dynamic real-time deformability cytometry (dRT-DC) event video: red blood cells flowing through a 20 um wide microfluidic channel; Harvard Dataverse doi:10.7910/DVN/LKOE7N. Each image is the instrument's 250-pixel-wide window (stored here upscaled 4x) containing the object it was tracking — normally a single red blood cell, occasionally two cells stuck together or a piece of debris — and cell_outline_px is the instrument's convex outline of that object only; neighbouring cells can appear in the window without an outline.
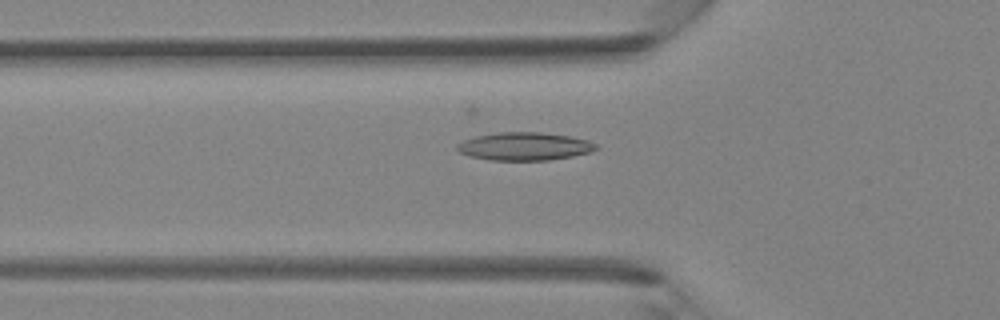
{"species": "Egyptian fruit bat (a non-hibernating species)", "species_latin": "Rousettus aegyptiacus", "temperature_condition": "room temperature", "stored_images_in_passage": 21, "camera_frame_rate_fps": 3000, "um_per_image_px": 0.085, "animal": {"sex": "female"}, "frame": {"image": 1, "passage_image": 2, "time_ms": 0.333, "image_size_px": [1000, 320], "cell_outline_px": [[600, 148], [592, 152], [572, 156], [548, 160], [488, 160], [472, 156], [460, 152], [456, 148], [456, 144], [464, 140], [476, 136], [500, 132], [540, 132], [568, 136], [588, 140], [596, 144]], "centroid_in_image_um": [44.61, 12.44], "position_along_channel_um": 81.2, "area_um2": 22.6}}
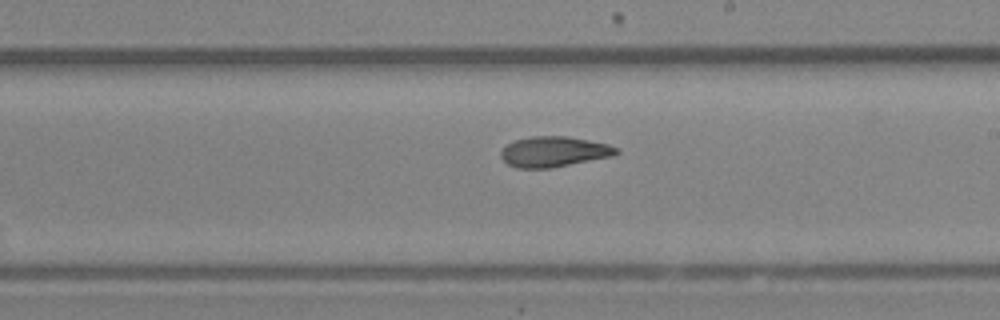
{"frame": {"image": 2, "passage_image": 12, "time_ms": 3.667, "image_size_px": [1000, 320], "cell_outline_px": [[620, 152], [612, 156], [552, 168], [516, 168], [508, 164], [500, 156], [500, 152], [508, 144], [516, 140], [532, 136], [568, 136], [608, 144], [616, 148]], "centroid_in_image_um": [47.07, 12.9], "position_along_channel_um": 241.9, "area_um2": 20.35}}
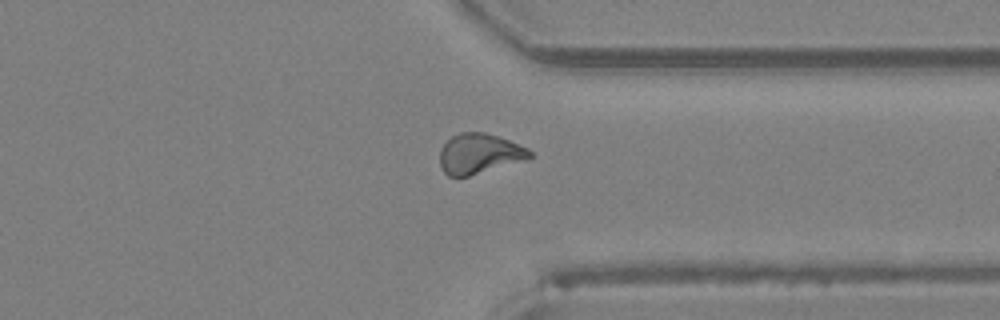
{"frame": {"image": 3, "passage_image": 20, "time_ms": 6.333, "image_size_px": [1000, 320], "cell_outline_px": [[532, 156], [528, 160], [468, 176], [448, 176], [444, 172], [440, 164], [440, 148], [452, 136], [460, 132], [484, 132], [508, 140], [528, 148], [532, 152]], "centroid_in_image_um": [40.76, 13.07], "position_along_channel_um": 370.6, "area_um2": 21.04}}